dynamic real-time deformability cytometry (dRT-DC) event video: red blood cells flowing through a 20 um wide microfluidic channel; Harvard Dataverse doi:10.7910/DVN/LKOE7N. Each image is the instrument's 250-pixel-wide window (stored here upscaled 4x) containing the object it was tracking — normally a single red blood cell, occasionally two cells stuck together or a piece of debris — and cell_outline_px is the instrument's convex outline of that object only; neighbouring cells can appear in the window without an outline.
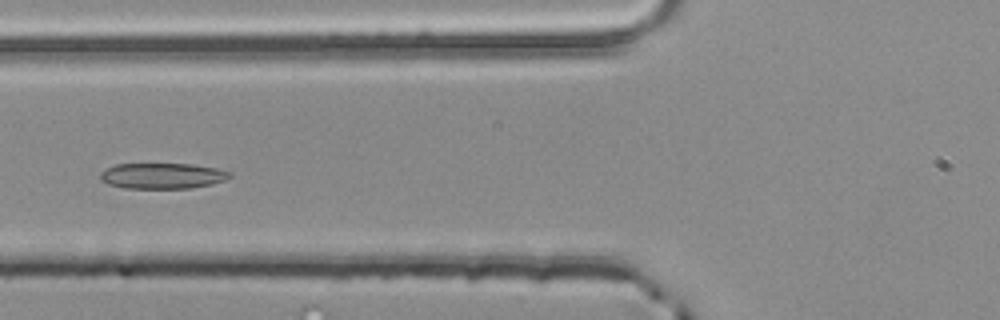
{"species": "common noctule bat (a hibernating species)", "species_latin": "Nyctalus noctula", "temperature_condition": "room temperature", "stored_images_in_passage": 4, "camera_frame_rate_fps": 3000, "um_per_image_px": 0.085, "animal": {"sex": "male", "body_mass_g": 20.4}, "frame": {"image": 1, "passage_image": 4, "time_ms": 1.0, "image_size_px": [1000, 320], "cell_outline_px": [[232, 176], [224, 180], [212, 184], [192, 188], [124, 188], [108, 184], [100, 180], [100, 172], [104, 168], [116, 164], [192, 164], [216, 168], [232, 172]], "centroid_in_image_um": [13.78, 14.94], "position_along_channel_um": 112.0, "area_um2": 19.54}}